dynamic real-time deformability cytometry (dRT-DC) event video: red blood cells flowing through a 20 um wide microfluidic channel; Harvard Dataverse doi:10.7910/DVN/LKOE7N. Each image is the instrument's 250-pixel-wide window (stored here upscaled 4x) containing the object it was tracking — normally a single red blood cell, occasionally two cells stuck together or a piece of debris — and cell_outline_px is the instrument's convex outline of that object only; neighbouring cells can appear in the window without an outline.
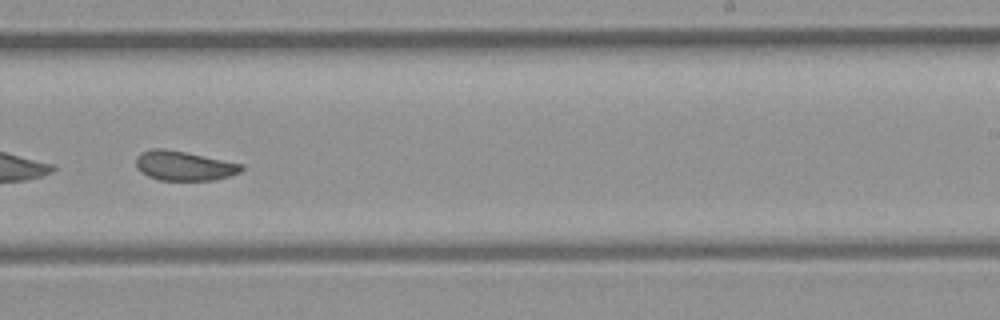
{"species": "common noctule bat (a hibernating species)", "species_latin": "Nyctalus noctula", "temperature_condition": "room temperature", "stored_images_in_passage": 38, "camera_frame_rate_fps": 3000, "um_per_image_px": 0.085, "animal": {"sex": "female", "body_mass_g": 21.9}, "frame": {"image": 1, "passage_image": 22, "time_ms": 7.0, "image_size_px": [1000, 320], "cell_outline_px": [[244, 168], [240, 172], [228, 176], [212, 180], [160, 180], [148, 176], [140, 172], [136, 168], [136, 156], [140, 152], [152, 148], [164, 148], [244, 164]], "centroid_in_image_um": [15.6, 14.08], "position_along_channel_um": 273.4, "area_um2": 18.15}, "authors_computed_cell_mechanics": {"area_um2": 18.9006, "velocity_mm_per_s": 4.0249, "shape_relaxation_time_tau1_ms": null, "shape_relaxation_time_tau2_ms": 2.3903, "deformation_change_tau1": null, "deformation_change_tau2": 0.0781}}